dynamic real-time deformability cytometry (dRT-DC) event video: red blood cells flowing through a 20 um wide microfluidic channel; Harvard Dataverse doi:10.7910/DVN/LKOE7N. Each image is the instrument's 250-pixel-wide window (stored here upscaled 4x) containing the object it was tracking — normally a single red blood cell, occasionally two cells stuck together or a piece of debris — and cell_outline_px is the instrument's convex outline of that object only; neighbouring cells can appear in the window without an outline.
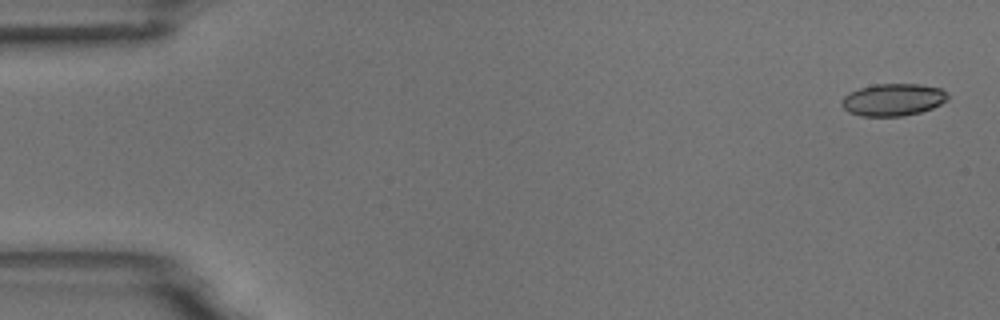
{"species": "common noctule bat (a hibernating species)", "species_latin": "Nyctalus noctula", "temperature_condition": "room temperature", "stored_images_in_passage": 4, "camera_frame_rate_fps": 3000, "um_per_image_px": 0.085, "animal": {"sex": "male", "body_mass_g": 18.8}, "frame": {"image": 1, "passage_image": 1, "time_ms": 0.0, "image_size_px": [1000, 320], "cell_outline_px": [[948, 100], [932, 108], [920, 112], [904, 116], [860, 116], [848, 112], [840, 104], [840, 100], [848, 92], [860, 88], [876, 84], [920, 84], [940, 88], [948, 96]], "centroid_in_image_um": [75.87, 8.48], "position_along_channel_um": 9.1, "area_um2": 20.0}}
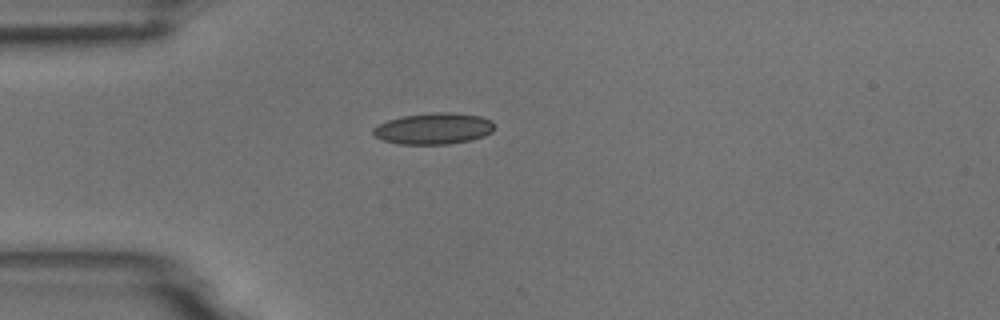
{"frame": {"image": 2, "passage_image": 4, "time_ms": 1.0, "image_size_px": [1000, 320], "cell_outline_px": [[492, 132], [484, 136], [472, 140], [448, 144], [400, 144], [384, 140], [376, 136], [372, 132], [372, 128], [388, 120], [404, 116], [432, 112], [452, 112], [480, 116], [492, 120]], "centroid_in_image_um": [36.87, 10.93], "position_along_channel_um": 48.1, "area_um2": 22.02}}